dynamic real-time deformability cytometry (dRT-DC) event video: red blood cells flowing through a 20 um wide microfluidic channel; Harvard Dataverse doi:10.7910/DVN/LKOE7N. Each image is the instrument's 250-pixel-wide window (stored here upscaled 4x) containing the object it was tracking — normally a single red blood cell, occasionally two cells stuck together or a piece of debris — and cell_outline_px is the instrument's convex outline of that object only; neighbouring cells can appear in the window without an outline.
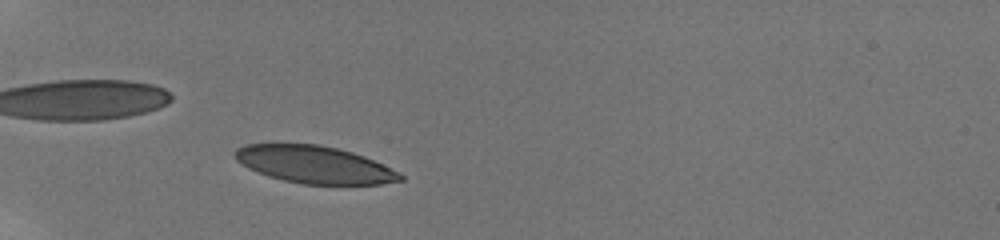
{"species": "human", "species_latin": "Homo sapiens", "temperature_condition": "room temperature", "stored_images_in_passage": 8, "camera_frame_rate_fps": 3000, "um_per_image_px": 0.085, "donor": {"sex": "male"}, "frame": {"image": 1, "passage_image": 2, "time_ms": 1.0, "image_size_px": [1000, 240], "cell_outline_px": [[404, 180], [380, 184], [304, 184], [284, 180], [268, 176], [248, 168], [236, 160], [232, 156], [232, 152], [236, 148], [244, 144], [320, 144], [352, 152], [364, 156], [400, 172], [404, 176]], "centroid_in_image_um": [26.7, 13.98], "position_along_channel_um": 58.3, "area_um2": 36.01}}
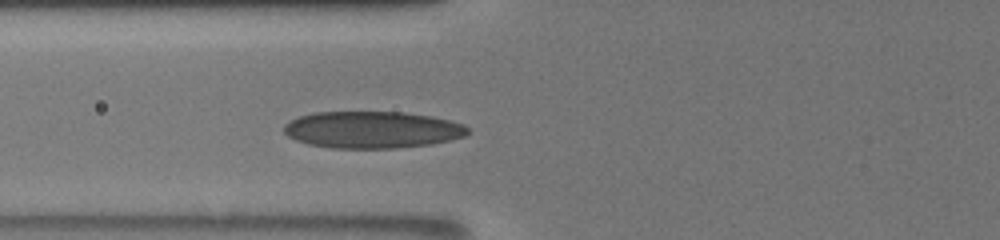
{"frame": {"image": 2, "passage_image": 5, "time_ms": 2.667, "image_size_px": [1000, 240], "cell_outline_px": [[468, 132], [464, 136], [448, 140], [428, 144], [396, 148], [332, 148], [308, 144], [296, 140], [288, 136], [284, 132], [284, 124], [288, 120], [312, 112], [404, 112], [432, 116], [464, 124], [468, 128]], "centroid_in_image_um": [31.59, 11.02], "position_along_channel_um": 94.2, "area_um2": 39.48}}
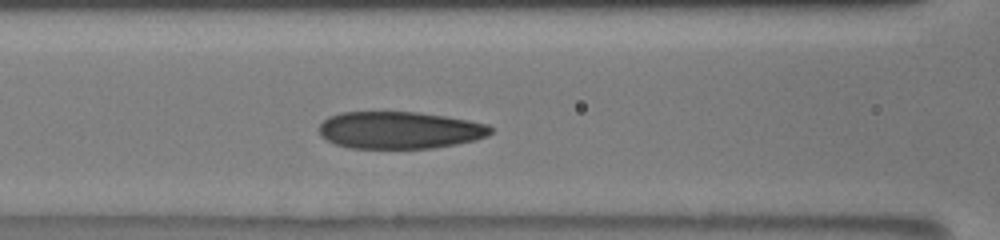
{"frame": {"image": 3, "passage_image": 8, "time_ms": 3.667, "image_size_px": [1000, 240], "cell_outline_px": [[492, 132], [488, 136], [476, 140], [456, 144], [432, 148], [348, 148], [336, 144], [320, 136], [320, 124], [328, 116], [340, 112], [416, 112], [444, 116], [468, 120], [488, 124], [492, 128]], "centroid_in_image_um": [33.97, 11.06], "position_along_channel_um": 132.6, "area_um2": 37.22}}